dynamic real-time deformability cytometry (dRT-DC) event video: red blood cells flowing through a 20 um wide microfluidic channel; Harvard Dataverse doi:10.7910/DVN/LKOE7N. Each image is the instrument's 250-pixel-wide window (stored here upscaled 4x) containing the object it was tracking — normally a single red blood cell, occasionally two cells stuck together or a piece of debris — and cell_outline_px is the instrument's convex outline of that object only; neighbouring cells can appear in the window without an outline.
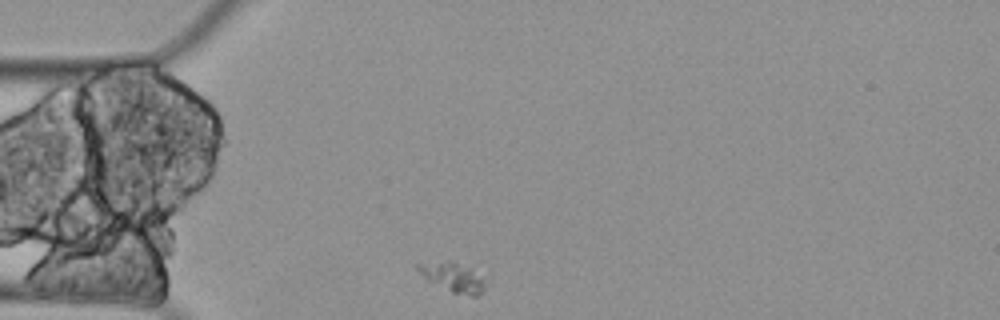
{"species": "Egyptian fruit bat (a non-hibernating species)", "species_latin": "Rousettus aegyptiacus", "temperature_condition": "cold", "stored_images_in_passage": 7, "camera_frame_rate_fps": 3000, "um_per_image_px": 0.085, "animal": {"sex": "female"}, "frame": {"image": 1, "passage_image": 1, "time_ms": 0.0, "image_size_px": [1000, 320], "cell_outline_px": [[484, 288], [476, 296], [472, 296], [452, 292], [428, 280], [416, 268], [416, 264], [452, 260], [472, 268], [484, 280]], "centroid_in_image_um": [38.51, 23.54], "position_along_channel_um": 46.5, "area_um2": 11.21}}
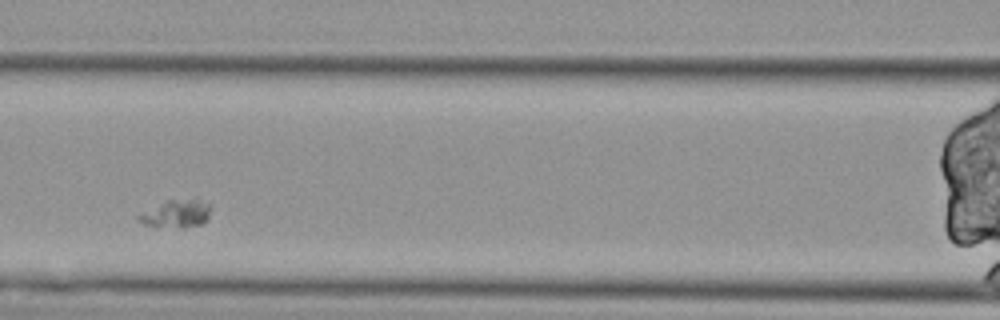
{"frame": {"image": 2, "passage_image": 4, "time_ms": 1.0, "image_size_px": [1000, 320], "cell_outline_px": [[208, 220], [200, 224], [184, 228], [156, 228], [144, 224], [136, 220], [136, 216], [168, 200], [196, 196], [208, 204]], "centroid_in_image_um": [14.98, 18.17], "position_along_channel_um": 151.6, "area_um2": 12.02}}
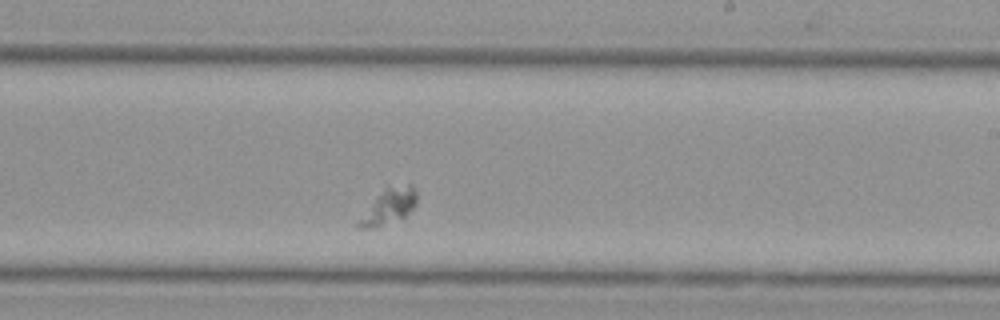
{"frame": {"image": 3, "passage_image": 7, "time_ms": 2.0, "image_size_px": [1000, 320], "cell_outline_px": [[416, 204], [404, 216], [376, 228], [356, 228], [356, 224], [384, 184], [412, 184], [416, 188]], "centroid_in_image_um": [33.04, 17.47], "position_along_channel_um": 256.0, "area_um2": 12.2}}